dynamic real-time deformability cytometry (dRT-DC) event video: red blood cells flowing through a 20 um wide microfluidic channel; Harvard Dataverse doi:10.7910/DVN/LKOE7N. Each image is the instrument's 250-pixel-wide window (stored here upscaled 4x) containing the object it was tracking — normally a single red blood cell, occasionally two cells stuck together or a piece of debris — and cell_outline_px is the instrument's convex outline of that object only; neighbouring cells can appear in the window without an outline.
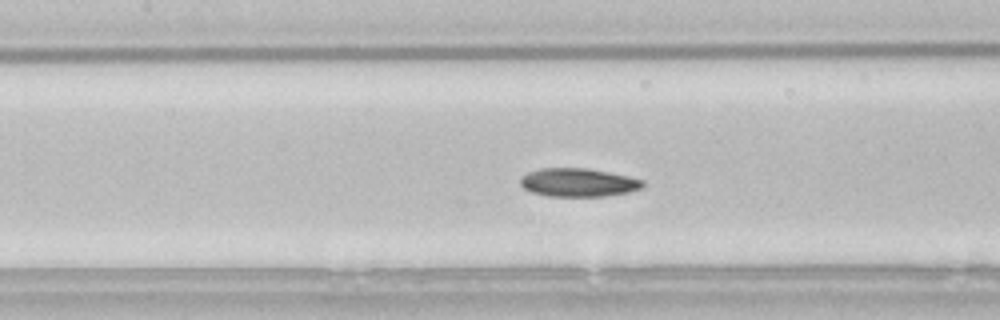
{"species": "common noctule bat (a hibernating species)", "species_latin": "Nyctalus noctula", "temperature_condition": "room temperature", "stored_images_in_passage": 45, "camera_frame_rate_fps": 3000, "um_per_image_px": 0.085, "animal": {"sex": "male", "body_mass_g": 21.5, "forearm_length_mm": 52.0}, "frame": {"image": 1, "passage_image": 15, "time_ms": 4.667, "image_size_px": [1000, 320], "cell_outline_px": [[644, 188], [628, 192], [604, 196], [548, 196], [532, 192], [524, 188], [520, 184], [520, 176], [528, 172], [540, 168], [588, 168], [628, 176], [644, 180]], "centroid_in_image_um": [49.15, 15.5], "position_along_channel_um": 158.2, "area_um2": 20.35}}
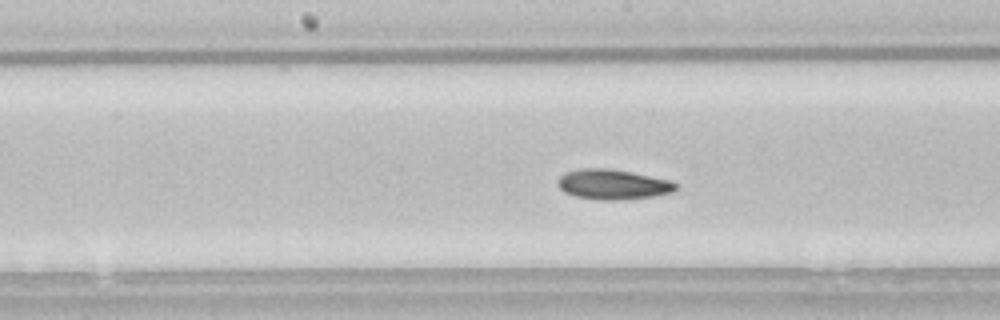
{"frame": {"image": 2, "passage_image": 18, "time_ms": 5.667, "image_size_px": [1000, 320], "cell_outline_px": [[680, 188], [672, 192], [656, 196], [624, 200], [600, 200], [576, 196], [564, 192], [560, 188], [556, 180], [564, 172], [580, 168], [608, 168], [632, 172], [672, 180]], "centroid_in_image_um": [52.12, 15.67], "position_along_channel_um": 196.1, "area_um2": 21.04}}
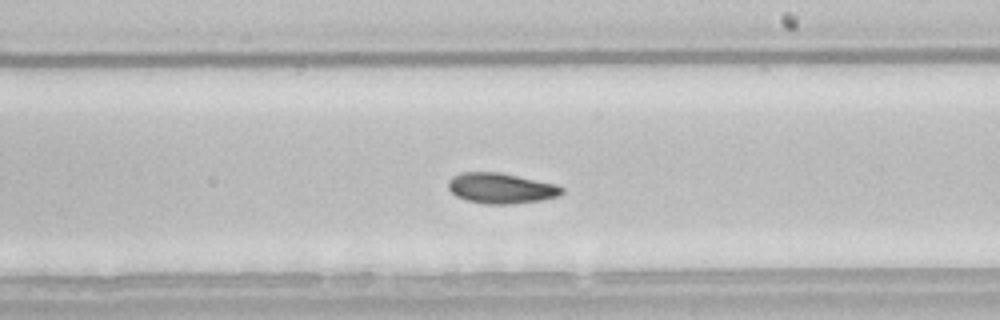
{"frame": {"image": 3, "passage_image": 22, "time_ms": 7.0, "image_size_px": [1000, 320], "cell_outline_px": [[564, 192], [560, 196], [544, 200], [512, 204], [484, 204], [468, 200], [456, 196], [448, 188], [448, 180], [452, 176], [460, 172], [500, 172], [556, 184], [564, 188]], "centroid_in_image_um": [42.61, 16.0], "position_along_channel_um": 246.4, "area_um2": 20.4}, "authors_computed_cell_mechanics": {"area_um2": 20.2878, "velocity_mm_per_s": 3.7877, "shape_relaxation_time_tau1_ms": 5.163, "shape_relaxation_time_tau2_ms": 3.1504, "deformation_change_tau1": 0.1061, "deformation_change_tau2": 0.0647}}